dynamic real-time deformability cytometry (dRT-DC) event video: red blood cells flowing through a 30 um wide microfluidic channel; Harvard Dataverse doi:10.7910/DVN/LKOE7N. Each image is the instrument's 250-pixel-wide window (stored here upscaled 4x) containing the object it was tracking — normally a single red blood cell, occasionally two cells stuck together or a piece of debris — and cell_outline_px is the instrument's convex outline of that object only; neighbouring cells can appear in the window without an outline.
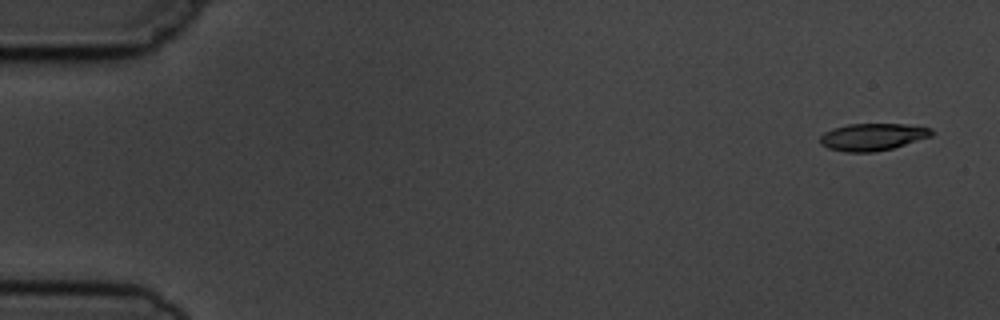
{"species": "common noctule bat (a hibernating species)", "species_latin": "Nyctalus noctula", "temperature_condition": "cold", "stored_images_in_passage": 4, "camera_frame_rate_fps": 3000, "um_per_image_px": 0.085, "animal": {"sex": "male", "body_mass_g": 19.5, "forearm_length_mm": 54.6}, "frame": {"image": 1, "passage_image": 1, "time_ms": 0.0, "image_size_px": [1000, 320], "cell_outline_px": [[936, 132], [932, 136], [892, 148], [872, 152], [844, 152], [828, 148], [820, 144], [820, 136], [824, 132], [832, 128], [848, 124], [904, 124], [932, 128]], "centroid_in_image_um": [74.17, 11.63], "position_along_channel_um": 10.8, "area_um2": 17.74}}
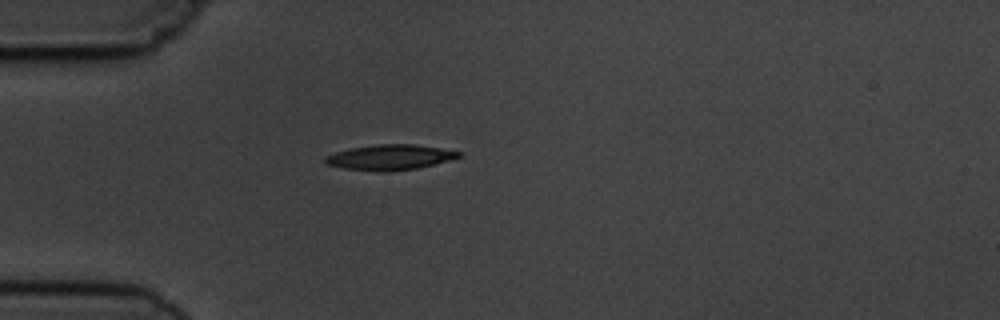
{"frame": {"image": 2, "passage_image": 4, "time_ms": 4.333, "image_size_px": [1000, 320], "cell_outline_px": [[460, 156], [448, 160], [416, 168], [388, 172], [380, 172], [344, 168], [324, 164], [324, 156], [336, 152], [352, 148], [376, 144], [412, 144], [440, 148], [460, 152]], "centroid_in_image_um": [33.07, 13.37], "position_along_channel_um": 51.9, "area_um2": 19.48}}